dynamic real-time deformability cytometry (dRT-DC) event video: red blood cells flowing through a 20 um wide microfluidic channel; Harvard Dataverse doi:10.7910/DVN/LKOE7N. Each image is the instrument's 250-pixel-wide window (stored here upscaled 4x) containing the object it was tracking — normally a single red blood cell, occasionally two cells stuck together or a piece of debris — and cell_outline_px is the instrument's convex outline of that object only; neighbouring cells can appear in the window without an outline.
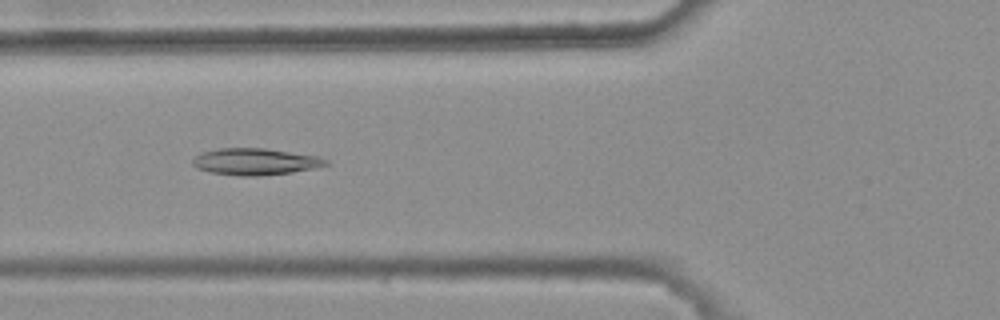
{"species": "common noctule bat (a hibernating species)", "species_latin": "Nyctalus noctula", "temperature_condition": "warm", "stored_images_in_passage": 47, "camera_frame_rate_fps": 3000, "um_per_image_px": 0.085, "animal": {"sex": "female", "body_mass_g": 25.1}, "frame": {"image": 1, "passage_image": 20, "time_ms": 6.333, "image_size_px": [1000, 320], "cell_outline_px": [[332, 164], [292, 172], [260, 176], [240, 176], [212, 172], [196, 168], [192, 164], [192, 160], [196, 156], [204, 152], [220, 148], [264, 148], [316, 156], [328, 160]], "centroid_in_image_um": [21.7, 13.74], "position_along_channel_um": 104.1, "area_um2": 20.52}}
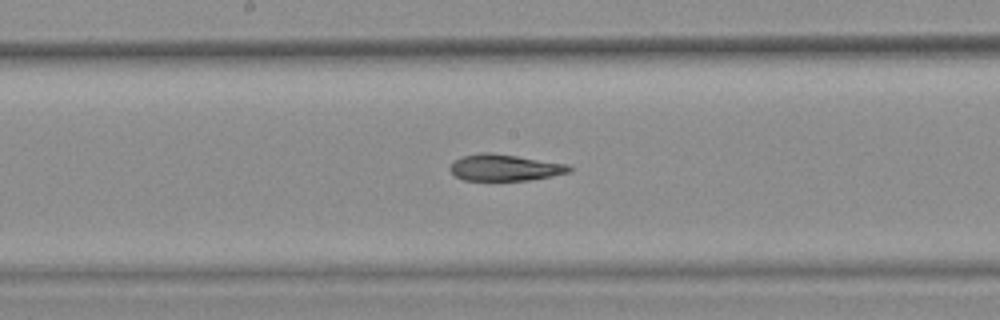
{"frame": {"image": 2, "passage_image": 28, "time_ms": 9.0, "image_size_px": [1000, 320], "cell_outline_px": [[572, 172], [552, 176], [528, 180], [464, 180], [456, 176], [448, 168], [452, 160], [460, 156], [480, 152], [492, 152], [568, 164], [572, 168]], "centroid_in_image_um": [42.87, 14.23], "position_along_channel_um": 205.3, "area_um2": 18.61}}
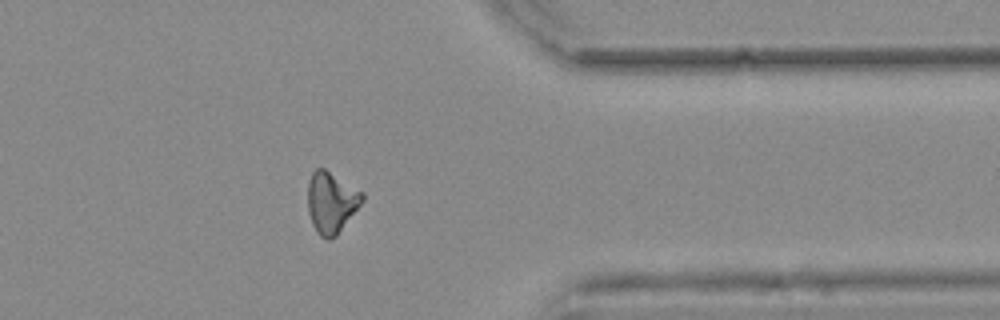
{"frame": {"image": 3, "passage_image": 43, "time_ms": 14.0, "image_size_px": [1000, 320], "cell_outline_px": [[364, 200], [336, 236], [328, 240], [320, 236], [316, 232], [312, 224], [308, 212], [308, 180], [312, 172], [316, 168], [324, 168], [364, 192]], "centroid_in_image_um": [28.15, 17.19], "position_along_channel_um": 383.2, "area_um2": 19.54}, "authors_computed_cell_mechanics": {"area_um2": 19.4786, "velocity_mm_per_s": 3.7996, "shape_relaxation_time_tau1_ms": null, "shape_relaxation_time_tau2_ms": 3.8022, "deformation_change_tau1": null, "deformation_change_tau2": 0.1184}}